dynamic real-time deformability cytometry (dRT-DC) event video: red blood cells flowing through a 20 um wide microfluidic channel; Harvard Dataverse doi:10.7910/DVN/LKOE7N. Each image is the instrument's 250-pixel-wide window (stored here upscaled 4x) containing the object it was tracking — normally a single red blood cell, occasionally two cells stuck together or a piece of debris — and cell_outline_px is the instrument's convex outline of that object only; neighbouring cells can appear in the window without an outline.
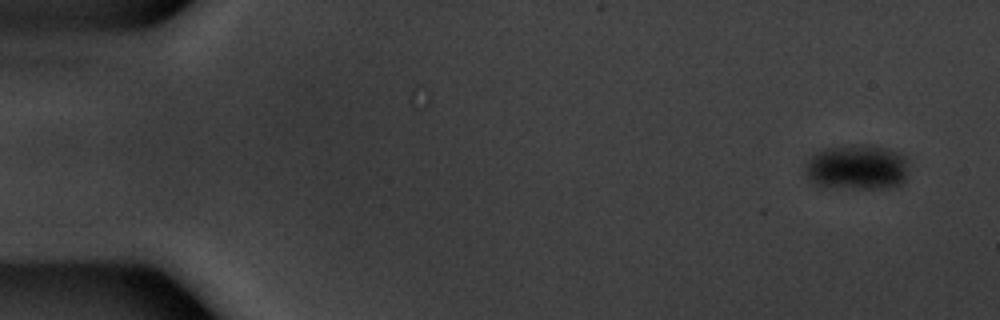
{"species": "common noctule bat (a hibernating species)", "species_latin": "Nyctalus noctula", "temperature_condition": "warm", "stored_images_in_passage": 7, "camera_frame_rate_fps": 3000, "um_per_image_px": 0.085, "animal": {"sex": "male", "body_mass_g": 20.1, "forearm_length_mm": 53.5}, "frame": {"image": 1, "passage_image": 1, "time_ms": 0.0, "image_size_px": [1000, 320], "cell_outline_px": [[908, 172], [904, 180], [900, 184], [892, 188], [852, 188], [816, 184], [808, 176], [804, 164], [812, 156], [824, 148], [860, 144], [864, 144], [884, 148], [900, 152], [904, 156], [908, 164]], "centroid_in_image_um": [72.9, 14.2], "position_along_channel_um": 12.1, "area_um2": 27.05}}